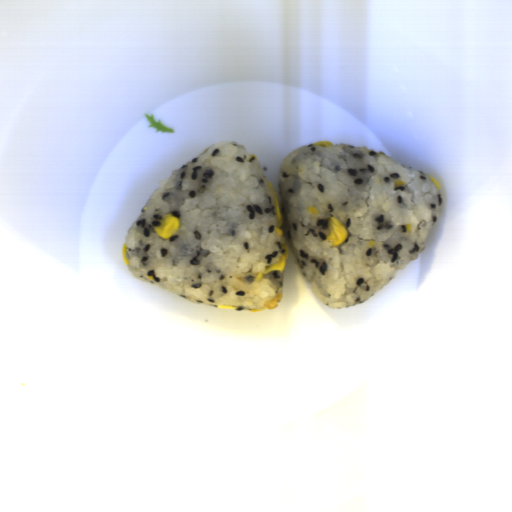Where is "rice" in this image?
I'll use <instances>...</instances> for the list:
<instances>
[{
	"instance_id": "obj_1",
	"label": "rice",
	"mask_w": 512,
	"mask_h": 512,
	"mask_svg": "<svg viewBox=\"0 0 512 512\" xmlns=\"http://www.w3.org/2000/svg\"><path fill=\"white\" fill-rule=\"evenodd\" d=\"M168 213L181 225L164 240L153 226ZM276 225L262 166L241 143L221 141L160 181L126 234V265L135 278L191 303L275 309L284 270L256 277L285 253Z\"/></svg>"
},
{
	"instance_id": "obj_2",
	"label": "rice",
	"mask_w": 512,
	"mask_h": 512,
	"mask_svg": "<svg viewBox=\"0 0 512 512\" xmlns=\"http://www.w3.org/2000/svg\"><path fill=\"white\" fill-rule=\"evenodd\" d=\"M315 144L284 157L280 201L308 286L337 310L369 300L416 260L438 225L443 195L426 173L384 152ZM310 206L320 214L311 215ZM332 216L349 234L338 247L326 239Z\"/></svg>"
}]
</instances>
